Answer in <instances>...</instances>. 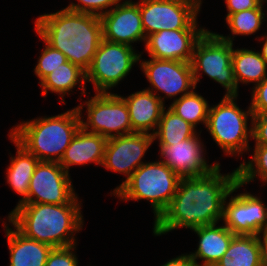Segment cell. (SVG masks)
Segmentation results:
<instances>
[{"instance_id": "obj_38", "label": "cell", "mask_w": 267, "mask_h": 266, "mask_svg": "<svg viewBox=\"0 0 267 266\" xmlns=\"http://www.w3.org/2000/svg\"><path fill=\"white\" fill-rule=\"evenodd\" d=\"M260 40H263L264 42L262 45V49L259 53L262 56V58L265 60V62L267 63V34L261 36Z\"/></svg>"}, {"instance_id": "obj_17", "label": "cell", "mask_w": 267, "mask_h": 266, "mask_svg": "<svg viewBox=\"0 0 267 266\" xmlns=\"http://www.w3.org/2000/svg\"><path fill=\"white\" fill-rule=\"evenodd\" d=\"M206 30H162L146 37L150 57L191 63L193 49Z\"/></svg>"}, {"instance_id": "obj_35", "label": "cell", "mask_w": 267, "mask_h": 266, "mask_svg": "<svg viewBox=\"0 0 267 266\" xmlns=\"http://www.w3.org/2000/svg\"><path fill=\"white\" fill-rule=\"evenodd\" d=\"M225 3L228 11L226 16H228L243 10L258 8L263 0H225Z\"/></svg>"}, {"instance_id": "obj_30", "label": "cell", "mask_w": 267, "mask_h": 266, "mask_svg": "<svg viewBox=\"0 0 267 266\" xmlns=\"http://www.w3.org/2000/svg\"><path fill=\"white\" fill-rule=\"evenodd\" d=\"M43 42L45 43L44 49L42 50L37 61L38 63L34 68V73L40 82L53 70L68 61L62 52L52 48L44 40Z\"/></svg>"}, {"instance_id": "obj_13", "label": "cell", "mask_w": 267, "mask_h": 266, "mask_svg": "<svg viewBox=\"0 0 267 266\" xmlns=\"http://www.w3.org/2000/svg\"><path fill=\"white\" fill-rule=\"evenodd\" d=\"M243 185L237 181L224 201L223 223L234 235H260L267 231V206L249 192L230 196ZM230 197L229 202L227 198Z\"/></svg>"}, {"instance_id": "obj_23", "label": "cell", "mask_w": 267, "mask_h": 266, "mask_svg": "<svg viewBox=\"0 0 267 266\" xmlns=\"http://www.w3.org/2000/svg\"><path fill=\"white\" fill-rule=\"evenodd\" d=\"M39 83L42 87L41 93L43 97L47 96L48 91H51L61 96V101L64 103H66L64 100L66 94L70 95L68 92H72L75 86L79 84L78 88L81 89L80 94L86 95V72L69 61L61 64L60 67L53 70Z\"/></svg>"}, {"instance_id": "obj_18", "label": "cell", "mask_w": 267, "mask_h": 266, "mask_svg": "<svg viewBox=\"0 0 267 266\" xmlns=\"http://www.w3.org/2000/svg\"><path fill=\"white\" fill-rule=\"evenodd\" d=\"M121 97L129 109L132 130L153 135L158 127L165 103L147 89L132 93L128 97Z\"/></svg>"}, {"instance_id": "obj_1", "label": "cell", "mask_w": 267, "mask_h": 266, "mask_svg": "<svg viewBox=\"0 0 267 266\" xmlns=\"http://www.w3.org/2000/svg\"><path fill=\"white\" fill-rule=\"evenodd\" d=\"M220 163L209 173L181 177L168 207L154 220L153 233L161 236L172 230L218 224L223 219L224 201L238 181L237 168L221 174Z\"/></svg>"}, {"instance_id": "obj_28", "label": "cell", "mask_w": 267, "mask_h": 266, "mask_svg": "<svg viewBox=\"0 0 267 266\" xmlns=\"http://www.w3.org/2000/svg\"><path fill=\"white\" fill-rule=\"evenodd\" d=\"M263 5L264 3H262L258 8L243 10L226 16L225 21L232 36H223V34L217 35L221 39L233 44L235 35L248 36L256 33L261 28L263 24L262 22L266 21Z\"/></svg>"}, {"instance_id": "obj_6", "label": "cell", "mask_w": 267, "mask_h": 266, "mask_svg": "<svg viewBox=\"0 0 267 266\" xmlns=\"http://www.w3.org/2000/svg\"><path fill=\"white\" fill-rule=\"evenodd\" d=\"M237 97L224 95L208 112L207 131L227 156H242L251 149L252 126L248 127V120L253 119V113L250 105L246 111L240 109Z\"/></svg>"}, {"instance_id": "obj_2", "label": "cell", "mask_w": 267, "mask_h": 266, "mask_svg": "<svg viewBox=\"0 0 267 266\" xmlns=\"http://www.w3.org/2000/svg\"><path fill=\"white\" fill-rule=\"evenodd\" d=\"M36 34L85 72L103 39L99 16L70 11L42 14L35 21Z\"/></svg>"}, {"instance_id": "obj_21", "label": "cell", "mask_w": 267, "mask_h": 266, "mask_svg": "<svg viewBox=\"0 0 267 266\" xmlns=\"http://www.w3.org/2000/svg\"><path fill=\"white\" fill-rule=\"evenodd\" d=\"M2 226L6 230L9 247V266H45L52 246L25 237L15 227L12 230L7 222Z\"/></svg>"}, {"instance_id": "obj_12", "label": "cell", "mask_w": 267, "mask_h": 266, "mask_svg": "<svg viewBox=\"0 0 267 266\" xmlns=\"http://www.w3.org/2000/svg\"><path fill=\"white\" fill-rule=\"evenodd\" d=\"M69 175L58 162L39 161L24 203L82 204Z\"/></svg>"}, {"instance_id": "obj_19", "label": "cell", "mask_w": 267, "mask_h": 266, "mask_svg": "<svg viewBox=\"0 0 267 266\" xmlns=\"http://www.w3.org/2000/svg\"><path fill=\"white\" fill-rule=\"evenodd\" d=\"M106 142L104 136L87 132L80 127L65 149L59 164L68 174L69 168L74 165H102Z\"/></svg>"}, {"instance_id": "obj_9", "label": "cell", "mask_w": 267, "mask_h": 266, "mask_svg": "<svg viewBox=\"0 0 267 266\" xmlns=\"http://www.w3.org/2000/svg\"><path fill=\"white\" fill-rule=\"evenodd\" d=\"M141 54L133 46L101 40L89 69L86 82L94 85L96 93H109L118 83L129 75Z\"/></svg>"}, {"instance_id": "obj_25", "label": "cell", "mask_w": 267, "mask_h": 266, "mask_svg": "<svg viewBox=\"0 0 267 266\" xmlns=\"http://www.w3.org/2000/svg\"><path fill=\"white\" fill-rule=\"evenodd\" d=\"M215 266H261L258 235H235Z\"/></svg>"}, {"instance_id": "obj_15", "label": "cell", "mask_w": 267, "mask_h": 266, "mask_svg": "<svg viewBox=\"0 0 267 266\" xmlns=\"http://www.w3.org/2000/svg\"><path fill=\"white\" fill-rule=\"evenodd\" d=\"M199 133L172 145H159L160 161L180 177L204 176L212 171L219 162L209 165L205 158L204 146Z\"/></svg>"}, {"instance_id": "obj_34", "label": "cell", "mask_w": 267, "mask_h": 266, "mask_svg": "<svg viewBox=\"0 0 267 266\" xmlns=\"http://www.w3.org/2000/svg\"><path fill=\"white\" fill-rule=\"evenodd\" d=\"M250 123L254 145H267V114H253Z\"/></svg>"}, {"instance_id": "obj_26", "label": "cell", "mask_w": 267, "mask_h": 266, "mask_svg": "<svg viewBox=\"0 0 267 266\" xmlns=\"http://www.w3.org/2000/svg\"><path fill=\"white\" fill-rule=\"evenodd\" d=\"M196 129L187 121L179 117L169 107L164 108L158 127L153 134L154 141L158 139L159 145H172L193 137Z\"/></svg>"}, {"instance_id": "obj_32", "label": "cell", "mask_w": 267, "mask_h": 266, "mask_svg": "<svg viewBox=\"0 0 267 266\" xmlns=\"http://www.w3.org/2000/svg\"><path fill=\"white\" fill-rule=\"evenodd\" d=\"M75 249L76 245L53 248L48 255L45 266H78Z\"/></svg>"}, {"instance_id": "obj_36", "label": "cell", "mask_w": 267, "mask_h": 266, "mask_svg": "<svg viewBox=\"0 0 267 266\" xmlns=\"http://www.w3.org/2000/svg\"><path fill=\"white\" fill-rule=\"evenodd\" d=\"M162 266H197V264L191 259L188 253H185L169 260Z\"/></svg>"}, {"instance_id": "obj_10", "label": "cell", "mask_w": 267, "mask_h": 266, "mask_svg": "<svg viewBox=\"0 0 267 266\" xmlns=\"http://www.w3.org/2000/svg\"><path fill=\"white\" fill-rule=\"evenodd\" d=\"M201 4L198 0H140L145 36L162 30H207L197 23Z\"/></svg>"}, {"instance_id": "obj_14", "label": "cell", "mask_w": 267, "mask_h": 266, "mask_svg": "<svg viewBox=\"0 0 267 266\" xmlns=\"http://www.w3.org/2000/svg\"><path fill=\"white\" fill-rule=\"evenodd\" d=\"M153 142L152 134L137 132L107 139L101 166L126 176L111 194H114L142 164L146 163L142 158Z\"/></svg>"}, {"instance_id": "obj_11", "label": "cell", "mask_w": 267, "mask_h": 266, "mask_svg": "<svg viewBox=\"0 0 267 266\" xmlns=\"http://www.w3.org/2000/svg\"><path fill=\"white\" fill-rule=\"evenodd\" d=\"M139 65L151 87L147 90L153 92L164 103V98L182 97L191 93L195 88L192 65L189 62L162 60L152 58L139 60ZM158 92V93H157ZM159 92L165 97L159 96Z\"/></svg>"}, {"instance_id": "obj_33", "label": "cell", "mask_w": 267, "mask_h": 266, "mask_svg": "<svg viewBox=\"0 0 267 266\" xmlns=\"http://www.w3.org/2000/svg\"><path fill=\"white\" fill-rule=\"evenodd\" d=\"M250 108L253 114H267V77L253 86Z\"/></svg>"}, {"instance_id": "obj_24", "label": "cell", "mask_w": 267, "mask_h": 266, "mask_svg": "<svg viewBox=\"0 0 267 266\" xmlns=\"http://www.w3.org/2000/svg\"><path fill=\"white\" fill-rule=\"evenodd\" d=\"M232 65L234 77L239 84L261 83L267 77V63L259 51L245 48H233Z\"/></svg>"}, {"instance_id": "obj_29", "label": "cell", "mask_w": 267, "mask_h": 266, "mask_svg": "<svg viewBox=\"0 0 267 266\" xmlns=\"http://www.w3.org/2000/svg\"><path fill=\"white\" fill-rule=\"evenodd\" d=\"M253 155L249 161L240 164L237 168L238 181L244 186L260 178L264 184H267V145H255Z\"/></svg>"}, {"instance_id": "obj_20", "label": "cell", "mask_w": 267, "mask_h": 266, "mask_svg": "<svg viewBox=\"0 0 267 266\" xmlns=\"http://www.w3.org/2000/svg\"><path fill=\"white\" fill-rule=\"evenodd\" d=\"M216 225H205L191 229L199 237L197 250L194 253H189L197 266H215L235 236L225 225ZM196 259H201L203 263L199 264Z\"/></svg>"}, {"instance_id": "obj_5", "label": "cell", "mask_w": 267, "mask_h": 266, "mask_svg": "<svg viewBox=\"0 0 267 266\" xmlns=\"http://www.w3.org/2000/svg\"><path fill=\"white\" fill-rule=\"evenodd\" d=\"M180 178L162 161L146 162L113 195L121 201H149L156 220L176 194Z\"/></svg>"}, {"instance_id": "obj_8", "label": "cell", "mask_w": 267, "mask_h": 266, "mask_svg": "<svg viewBox=\"0 0 267 266\" xmlns=\"http://www.w3.org/2000/svg\"><path fill=\"white\" fill-rule=\"evenodd\" d=\"M87 118L81 114L84 105ZM77 106L81 117V127L90 133L104 136L106 139L135 133L130 122L129 109L124 99L115 93H96Z\"/></svg>"}, {"instance_id": "obj_7", "label": "cell", "mask_w": 267, "mask_h": 266, "mask_svg": "<svg viewBox=\"0 0 267 266\" xmlns=\"http://www.w3.org/2000/svg\"><path fill=\"white\" fill-rule=\"evenodd\" d=\"M232 53V43L221 39L217 33L207 29L193 49L191 65L195 86L201 80V74L204 72L209 78L224 87L225 96H238Z\"/></svg>"}, {"instance_id": "obj_3", "label": "cell", "mask_w": 267, "mask_h": 266, "mask_svg": "<svg viewBox=\"0 0 267 266\" xmlns=\"http://www.w3.org/2000/svg\"><path fill=\"white\" fill-rule=\"evenodd\" d=\"M81 204L23 203L15 206L8 222L25 237L53 248L77 245L74 236L84 225Z\"/></svg>"}, {"instance_id": "obj_27", "label": "cell", "mask_w": 267, "mask_h": 266, "mask_svg": "<svg viewBox=\"0 0 267 266\" xmlns=\"http://www.w3.org/2000/svg\"><path fill=\"white\" fill-rule=\"evenodd\" d=\"M194 91L182 97L174 98L169 108L195 129L200 123L206 128L210 105L202 95Z\"/></svg>"}, {"instance_id": "obj_22", "label": "cell", "mask_w": 267, "mask_h": 266, "mask_svg": "<svg viewBox=\"0 0 267 266\" xmlns=\"http://www.w3.org/2000/svg\"><path fill=\"white\" fill-rule=\"evenodd\" d=\"M11 142H13L17 149L16 156L10 157V164L6 171V183L18 195L22 196L16 206L23 204L28 197L30 180L35 171L39 160L28 152L22 145H20L10 134H8Z\"/></svg>"}, {"instance_id": "obj_4", "label": "cell", "mask_w": 267, "mask_h": 266, "mask_svg": "<svg viewBox=\"0 0 267 266\" xmlns=\"http://www.w3.org/2000/svg\"><path fill=\"white\" fill-rule=\"evenodd\" d=\"M80 127V113L74 107L55 116L22 121L10 135L39 161L59 163Z\"/></svg>"}, {"instance_id": "obj_16", "label": "cell", "mask_w": 267, "mask_h": 266, "mask_svg": "<svg viewBox=\"0 0 267 266\" xmlns=\"http://www.w3.org/2000/svg\"><path fill=\"white\" fill-rule=\"evenodd\" d=\"M103 39L113 43L132 46L137 41L145 42L139 1L125 0L100 17Z\"/></svg>"}, {"instance_id": "obj_31", "label": "cell", "mask_w": 267, "mask_h": 266, "mask_svg": "<svg viewBox=\"0 0 267 266\" xmlns=\"http://www.w3.org/2000/svg\"><path fill=\"white\" fill-rule=\"evenodd\" d=\"M77 1L79 4L71 2V4H69L65 8L70 11L92 14L101 17L109 10L114 8L116 5H118L122 0H77Z\"/></svg>"}, {"instance_id": "obj_37", "label": "cell", "mask_w": 267, "mask_h": 266, "mask_svg": "<svg viewBox=\"0 0 267 266\" xmlns=\"http://www.w3.org/2000/svg\"><path fill=\"white\" fill-rule=\"evenodd\" d=\"M260 247L261 266H267V231L258 235Z\"/></svg>"}]
</instances>
